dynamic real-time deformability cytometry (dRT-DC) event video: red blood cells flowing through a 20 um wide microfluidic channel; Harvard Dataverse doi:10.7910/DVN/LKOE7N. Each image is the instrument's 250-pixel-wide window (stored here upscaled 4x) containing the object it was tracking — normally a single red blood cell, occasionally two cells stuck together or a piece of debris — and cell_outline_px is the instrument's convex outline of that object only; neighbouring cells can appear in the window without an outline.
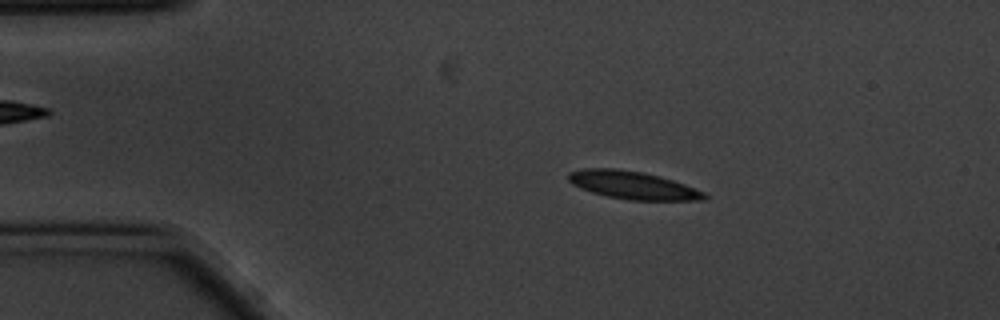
{"species": "common noctule bat (a hibernating species)", "species_latin": "Nyctalus noctula", "temperature_condition": "cold", "stored_images_in_passage": 56, "camera_frame_rate_fps": 3000, "um_per_image_px": 0.085, "animal": {"sex": "male", "body_mass_g": 20.1, "forearm_length_mm": 53.5}, "frame": {"image": 1, "passage_image": 9, "time_ms": 2.667, "image_size_px": [1000, 320], "cell_outline_px": [[708, 196], [704, 200], [628, 200], [608, 196], [592, 192], [580, 188], [572, 184], [568, 180], [568, 172], [584, 168], [616, 168], [644, 172], [660, 176], [684, 184], [704, 192]], "centroid_in_image_um": [53.76, 15.73], "position_along_channel_um": 31.2, "area_um2": 22.08}}
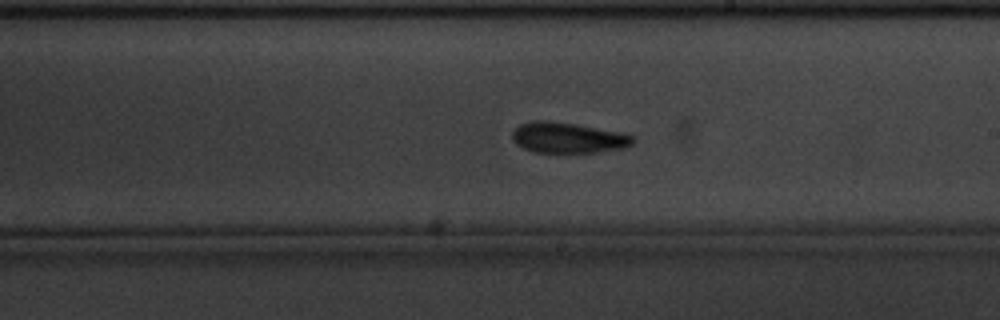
{"frame": {"image": 2, "passage_image": 31, "time_ms": 10.0, "image_size_px": [1000, 320], "cell_outline_px": [[636, 140], [628, 148], [596, 152], [532, 152], [516, 144], [512, 140], [512, 132], [520, 124], [528, 120], [548, 120], [576, 124], [624, 132], [636, 136]], "centroid_in_image_um": [48.32, 11.69], "position_along_channel_um": 240.7, "area_um2": 22.02}}
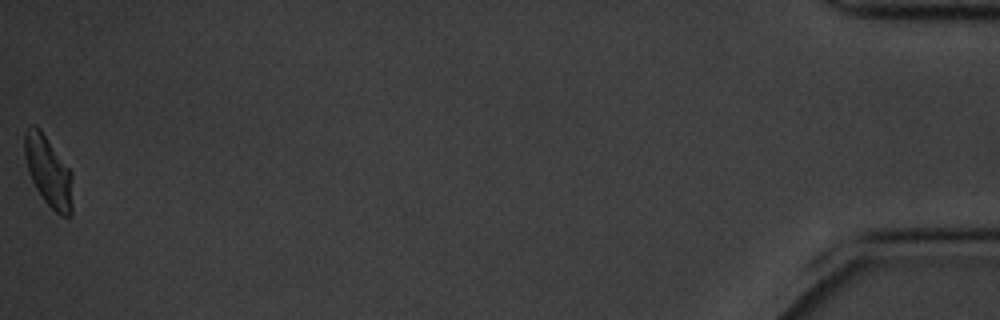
{"frame": {"image": 3, "passage_image": 56, "time_ms": 18.333, "image_size_px": [1000, 320], "cell_outline_px": [[72, 216], [60, 216], [44, 200], [36, 188], [28, 172], [24, 156], [24, 132], [32, 124], [36, 124], [40, 128], [72, 172]], "centroid_in_image_um": [4.11, 14.55], "position_along_channel_um": 431.1, "area_um2": 19.83}, "authors_computed_cell_mechanics": {"area_um2": 21.2126, "velocity_mm_per_s": 3.4683, "shape_relaxation_time_tau1_ms": 2.5874, "shape_relaxation_time_tau2_ms": 2.3587, "deformation_change_tau1": 0.1138, "deformation_change_tau2": 0.0957}}